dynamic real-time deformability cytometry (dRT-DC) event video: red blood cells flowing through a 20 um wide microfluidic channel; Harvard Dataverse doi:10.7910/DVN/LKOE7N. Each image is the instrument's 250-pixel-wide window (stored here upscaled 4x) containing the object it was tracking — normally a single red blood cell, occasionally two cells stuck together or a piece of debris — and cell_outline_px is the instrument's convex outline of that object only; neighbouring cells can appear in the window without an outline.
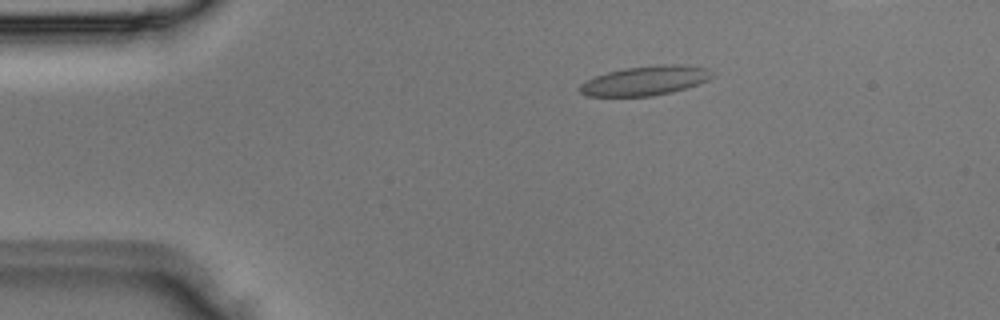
{"species": "Egyptian fruit bat (a non-hibernating species)", "species_latin": "Rousettus aegyptiacus", "temperature_condition": "room temperature", "stored_images_in_passage": 4, "camera_frame_rate_fps": 3000, "um_per_image_px": 0.085, "animal": {"sex": "male"}, "frame": {"image": 1, "passage_image": 2, "time_ms": 0.333, "image_size_px": [1000, 320], "cell_outline_px": [[716, 76], [708, 80], [688, 88], [672, 92], [652, 96], [588, 96], [580, 92], [576, 88], [580, 84], [596, 76], [608, 72], [624, 68], [660, 64], [680, 64], [708, 68]], "centroid_in_image_um": [54.88, 6.85], "position_along_channel_um": 30.1, "area_um2": 22.89}}